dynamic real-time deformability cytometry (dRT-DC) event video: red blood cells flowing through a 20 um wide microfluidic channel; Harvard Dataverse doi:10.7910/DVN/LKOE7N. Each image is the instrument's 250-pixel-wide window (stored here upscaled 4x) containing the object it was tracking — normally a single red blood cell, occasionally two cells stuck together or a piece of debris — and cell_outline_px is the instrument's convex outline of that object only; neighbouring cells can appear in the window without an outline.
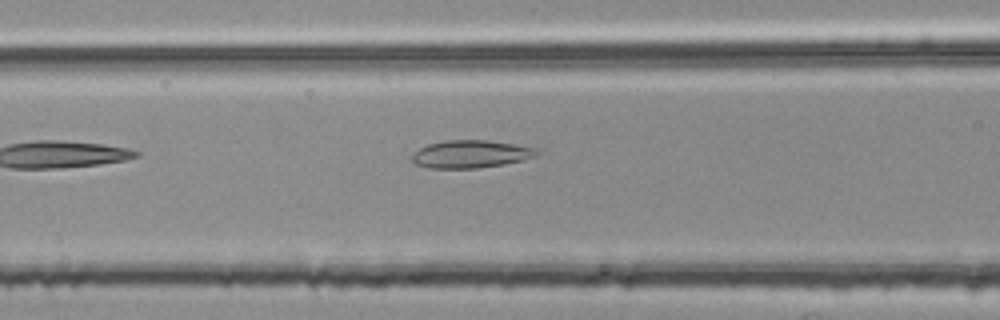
{"species": "common noctule bat (a hibernating species)", "species_latin": "Nyctalus noctula", "temperature_condition": "room temperature", "stored_images_in_passage": 6, "camera_frame_rate_fps": 3000, "um_per_image_px": 0.085, "animal": {"sex": "female", "body_mass_g": 25.1}, "frame": {"image": 1, "passage_image": 6, "time_ms": 1.667, "image_size_px": [1000, 320], "cell_outline_px": [[540, 152], [536, 156], [524, 160], [504, 164], [476, 168], [428, 168], [416, 164], [412, 160], [412, 156], [420, 148], [428, 144], [444, 140], [488, 140], [516, 144], [532, 148]], "centroid_in_image_um": [40.02, 13.09], "position_along_channel_um": 126.6, "area_um2": 20.06}}